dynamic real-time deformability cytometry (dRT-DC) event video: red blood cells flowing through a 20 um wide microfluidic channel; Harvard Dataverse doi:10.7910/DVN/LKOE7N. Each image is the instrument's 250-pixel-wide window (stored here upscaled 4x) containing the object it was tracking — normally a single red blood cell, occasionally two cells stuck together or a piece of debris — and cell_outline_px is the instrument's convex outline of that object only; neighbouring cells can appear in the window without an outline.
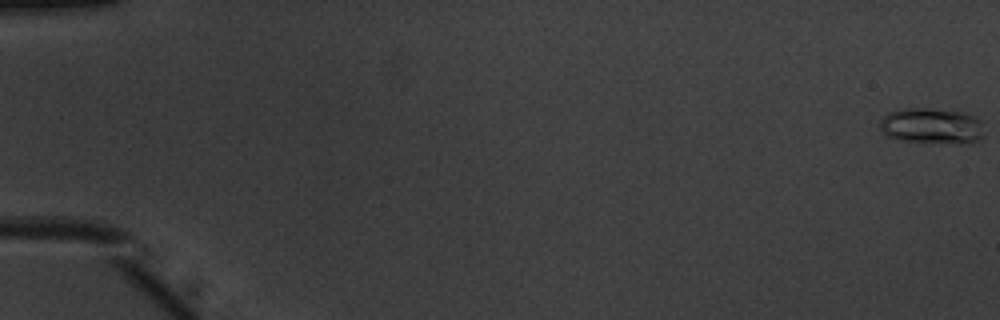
{"species": "common noctule bat (a hibernating species)", "species_latin": "Nyctalus noctula", "temperature_condition": "warm", "stored_images_in_passage": 48, "camera_frame_rate_fps": 3000, "um_per_image_px": 0.085, "animal": {"sex": "male", "body_mass_g": 20.1, "forearm_length_mm": 53.5}, "frame": {"image": 1, "passage_image": 1, "time_ms": 0.0, "image_size_px": [1000, 320], "cell_outline_px": [[984, 136], [972, 144], [964, 144], [900, 140], [888, 136], [880, 128], [880, 120], [888, 112], [900, 108], [928, 108], [964, 112], [980, 120]], "centroid_in_image_um": [79.21, 10.7], "position_along_channel_um": 5.8, "area_um2": 21.91}}
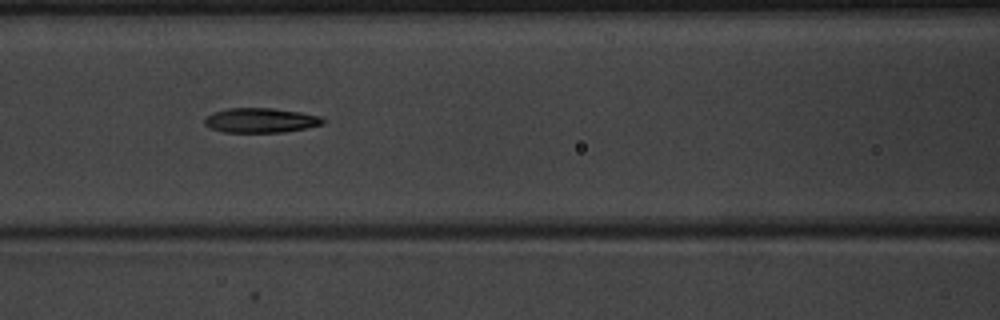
{"frame": {"image": 2, "passage_image": 25, "time_ms": 8.0, "image_size_px": [1000, 320], "cell_outline_px": [[328, 120], [324, 124], [284, 132], [224, 132], [212, 128], [204, 124], [204, 120], [212, 112], [228, 108], [272, 108], [300, 112], [320, 116]], "centroid_in_image_um": [22.19, 10.22], "position_along_channel_um": 144.4, "area_um2": 16.99}}
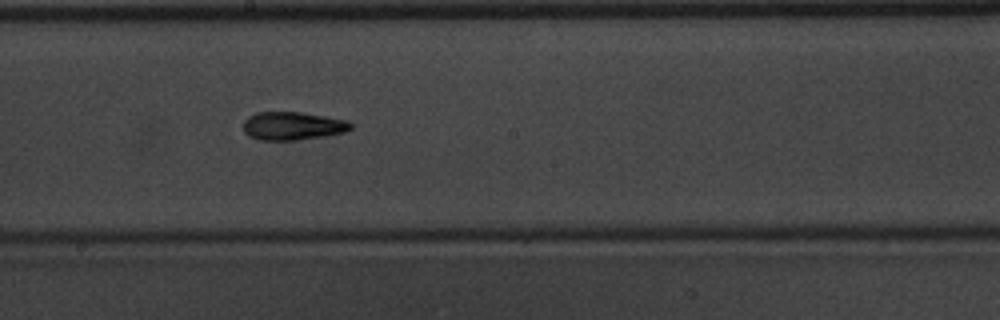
{"frame": {"image": 3, "passage_image": 31, "time_ms": 10.0, "image_size_px": [1000, 320], "cell_outline_px": [[352, 128], [344, 132], [324, 136], [296, 140], [260, 140], [248, 136], [244, 132], [244, 120], [248, 116], [256, 112], [300, 112], [348, 120], [352, 124]], "centroid_in_image_um": [24.86, 10.7], "position_along_channel_um": 223.3, "area_um2": 17.69}, "authors_computed_cell_mechanics": {"area_um2": 17.2822, "velocity_mm_per_s": 3.9551, "shape_relaxation_time_tau1_ms": 3.6562, "shape_relaxation_time_tau2_ms": 2.1598, "deformation_change_tau1": 0.1746, "deformation_change_tau2": 0.1191}}